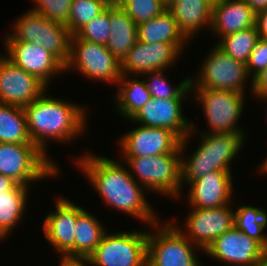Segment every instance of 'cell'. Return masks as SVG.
<instances>
[{
	"label": "cell",
	"instance_id": "cell-1",
	"mask_svg": "<svg viewBox=\"0 0 267 266\" xmlns=\"http://www.w3.org/2000/svg\"><path fill=\"white\" fill-rule=\"evenodd\" d=\"M78 158L76 157L75 165L82 169L106 205L125 212L124 214H129L148 226L161 221L157 219L158 216L146 199L144 192L146 189L133 179L129 169L119 160L89 152Z\"/></svg>",
	"mask_w": 267,
	"mask_h": 266
},
{
	"label": "cell",
	"instance_id": "cell-2",
	"mask_svg": "<svg viewBox=\"0 0 267 266\" xmlns=\"http://www.w3.org/2000/svg\"><path fill=\"white\" fill-rule=\"evenodd\" d=\"M45 91L24 107L29 136L46 156L48 141L68 143L85 133L87 113L78 103L51 97ZM67 101V102H64Z\"/></svg>",
	"mask_w": 267,
	"mask_h": 266
},
{
	"label": "cell",
	"instance_id": "cell-3",
	"mask_svg": "<svg viewBox=\"0 0 267 266\" xmlns=\"http://www.w3.org/2000/svg\"><path fill=\"white\" fill-rule=\"evenodd\" d=\"M191 124V132L186 138L181 140V168H182V184L192 183L200 179L206 173L212 171H231L230 163L236 158L238 151L245 143V136L237 133H218L206 134L200 133ZM199 132L200 142L197 149L187 159L183 154L187 149L189 137Z\"/></svg>",
	"mask_w": 267,
	"mask_h": 266
},
{
	"label": "cell",
	"instance_id": "cell-4",
	"mask_svg": "<svg viewBox=\"0 0 267 266\" xmlns=\"http://www.w3.org/2000/svg\"><path fill=\"white\" fill-rule=\"evenodd\" d=\"M181 153H164L146 157H123L133 179L148 191L174 199L182 194ZM134 172V173H133ZM136 174V178L134 175ZM138 176V177H137ZM139 178V179H138ZM138 179V180H137Z\"/></svg>",
	"mask_w": 267,
	"mask_h": 266
},
{
	"label": "cell",
	"instance_id": "cell-5",
	"mask_svg": "<svg viewBox=\"0 0 267 266\" xmlns=\"http://www.w3.org/2000/svg\"><path fill=\"white\" fill-rule=\"evenodd\" d=\"M49 157L35 144L0 143V174L26 186L59 176V166Z\"/></svg>",
	"mask_w": 267,
	"mask_h": 266
},
{
	"label": "cell",
	"instance_id": "cell-6",
	"mask_svg": "<svg viewBox=\"0 0 267 266\" xmlns=\"http://www.w3.org/2000/svg\"><path fill=\"white\" fill-rule=\"evenodd\" d=\"M20 16L13 23V33L5 34L4 42L38 44L49 50L65 65L70 58L71 39L67 26L64 23L49 20L33 10Z\"/></svg>",
	"mask_w": 267,
	"mask_h": 266
},
{
	"label": "cell",
	"instance_id": "cell-7",
	"mask_svg": "<svg viewBox=\"0 0 267 266\" xmlns=\"http://www.w3.org/2000/svg\"><path fill=\"white\" fill-rule=\"evenodd\" d=\"M158 223L153 225L158 231L148 232L147 266H202L196 253V248H202L193 244L173 221L162 226Z\"/></svg>",
	"mask_w": 267,
	"mask_h": 266
},
{
	"label": "cell",
	"instance_id": "cell-8",
	"mask_svg": "<svg viewBox=\"0 0 267 266\" xmlns=\"http://www.w3.org/2000/svg\"><path fill=\"white\" fill-rule=\"evenodd\" d=\"M192 91H195L194 98L201 103L209 125L210 130L201 131L203 134L237 133L247 136L246 131L237 125L243 113L245 94L208 88H191Z\"/></svg>",
	"mask_w": 267,
	"mask_h": 266
},
{
	"label": "cell",
	"instance_id": "cell-9",
	"mask_svg": "<svg viewBox=\"0 0 267 266\" xmlns=\"http://www.w3.org/2000/svg\"><path fill=\"white\" fill-rule=\"evenodd\" d=\"M147 239L146 230L107 231L87 261L91 266H147Z\"/></svg>",
	"mask_w": 267,
	"mask_h": 266
},
{
	"label": "cell",
	"instance_id": "cell-10",
	"mask_svg": "<svg viewBox=\"0 0 267 266\" xmlns=\"http://www.w3.org/2000/svg\"><path fill=\"white\" fill-rule=\"evenodd\" d=\"M213 47L203 63H200L201 69L197 77L190 76L191 88L227 90L246 94L245 85L249 81L248 78L251 80V83H248L252 88V79L247 72L246 64L236 61L216 45Z\"/></svg>",
	"mask_w": 267,
	"mask_h": 266
},
{
	"label": "cell",
	"instance_id": "cell-11",
	"mask_svg": "<svg viewBox=\"0 0 267 266\" xmlns=\"http://www.w3.org/2000/svg\"><path fill=\"white\" fill-rule=\"evenodd\" d=\"M92 80L115 83L122 76L121 62L105 45L80 39L76 34L70 39V58L65 72L74 71Z\"/></svg>",
	"mask_w": 267,
	"mask_h": 266
},
{
	"label": "cell",
	"instance_id": "cell-12",
	"mask_svg": "<svg viewBox=\"0 0 267 266\" xmlns=\"http://www.w3.org/2000/svg\"><path fill=\"white\" fill-rule=\"evenodd\" d=\"M231 204L209 209L192 208L185 218V231L174 225L195 245L205 251L224 232L234 227V210Z\"/></svg>",
	"mask_w": 267,
	"mask_h": 266
},
{
	"label": "cell",
	"instance_id": "cell-13",
	"mask_svg": "<svg viewBox=\"0 0 267 266\" xmlns=\"http://www.w3.org/2000/svg\"><path fill=\"white\" fill-rule=\"evenodd\" d=\"M119 139L118 145L122 151V157L181 153V139L167 128L137 125V128L128 131Z\"/></svg>",
	"mask_w": 267,
	"mask_h": 266
},
{
	"label": "cell",
	"instance_id": "cell-14",
	"mask_svg": "<svg viewBox=\"0 0 267 266\" xmlns=\"http://www.w3.org/2000/svg\"><path fill=\"white\" fill-rule=\"evenodd\" d=\"M47 90L37 77L0 56V103L24 108Z\"/></svg>",
	"mask_w": 267,
	"mask_h": 266
},
{
	"label": "cell",
	"instance_id": "cell-15",
	"mask_svg": "<svg viewBox=\"0 0 267 266\" xmlns=\"http://www.w3.org/2000/svg\"><path fill=\"white\" fill-rule=\"evenodd\" d=\"M5 57L16 66L34 75L47 87L51 79L65 73V65L49 50L28 42H4Z\"/></svg>",
	"mask_w": 267,
	"mask_h": 266
},
{
	"label": "cell",
	"instance_id": "cell-16",
	"mask_svg": "<svg viewBox=\"0 0 267 266\" xmlns=\"http://www.w3.org/2000/svg\"><path fill=\"white\" fill-rule=\"evenodd\" d=\"M55 210L45 216L44 237L58 251L61 258L75 259V227L77 205L62 196L55 202Z\"/></svg>",
	"mask_w": 267,
	"mask_h": 266
},
{
	"label": "cell",
	"instance_id": "cell-17",
	"mask_svg": "<svg viewBox=\"0 0 267 266\" xmlns=\"http://www.w3.org/2000/svg\"><path fill=\"white\" fill-rule=\"evenodd\" d=\"M264 247L235 226L218 236L205 250L207 256L238 266H259Z\"/></svg>",
	"mask_w": 267,
	"mask_h": 266
},
{
	"label": "cell",
	"instance_id": "cell-18",
	"mask_svg": "<svg viewBox=\"0 0 267 266\" xmlns=\"http://www.w3.org/2000/svg\"><path fill=\"white\" fill-rule=\"evenodd\" d=\"M182 100L152 97L129 121L136 125L167 128L183 140L191 132L192 122L184 117Z\"/></svg>",
	"mask_w": 267,
	"mask_h": 266
},
{
	"label": "cell",
	"instance_id": "cell-19",
	"mask_svg": "<svg viewBox=\"0 0 267 266\" xmlns=\"http://www.w3.org/2000/svg\"><path fill=\"white\" fill-rule=\"evenodd\" d=\"M180 56L181 52L173 44H148L137 40L121 61V72L141 76L146 72L167 70Z\"/></svg>",
	"mask_w": 267,
	"mask_h": 266
},
{
	"label": "cell",
	"instance_id": "cell-20",
	"mask_svg": "<svg viewBox=\"0 0 267 266\" xmlns=\"http://www.w3.org/2000/svg\"><path fill=\"white\" fill-rule=\"evenodd\" d=\"M232 178L231 171H212L192 183H186L189 186L187 203L190 208L209 209L232 204Z\"/></svg>",
	"mask_w": 267,
	"mask_h": 266
},
{
	"label": "cell",
	"instance_id": "cell-21",
	"mask_svg": "<svg viewBox=\"0 0 267 266\" xmlns=\"http://www.w3.org/2000/svg\"><path fill=\"white\" fill-rule=\"evenodd\" d=\"M256 12L245 0H214L211 32L224 37L255 26Z\"/></svg>",
	"mask_w": 267,
	"mask_h": 266
},
{
	"label": "cell",
	"instance_id": "cell-22",
	"mask_svg": "<svg viewBox=\"0 0 267 266\" xmlns=\"http://www.w3.org/2000/svg\"><path fill=\"white\" fill-rule=\"evenodd\" d=\"M214 0H169L167 9L190 41L207 25L211 29ZM195 34V35H194Z\"/></svg>",
	"mask_w": 267,
	"mask_h": 266
},
{
	"label": "cell",
	"instance_id": "cell-23",
	"mask_svg": "<svg viewBox=\"0 0 267 266\" xmlns=\"http://www.w3.org/2000/svg\"><path fill=\"white\" fill-rule=\"evenodd\" d=\"M137 40L148 44H173L181 53L189 42L179 30L176 20L167 8L158 16L137 25Z\"/></svg>",
	"mask_w": 267,
	"mask_h": 266
},
{
	"label": "cell",
	"instance_id": "cell-24",
	"mask_svg": "<svg viewBox=\"0 0 267 266\" xmlns=\"http://www.w3.org/2000/svg\"><path fill=\"white\" fill-rule=\"evenodd\" d=\"M110 37L107 49L121 62L137 41V24L116 3L109 5Z\"/></svg>",
	"mask_w": 267,
	"mask_h": 266
},
{
	"label": "cell",
	"instance_id": "cell-25",
	"mask_svg": "<svg viewBox=\"0 0 267 266\" xmlns=\"http://www.w3.org/2000/svg\"><path fill=\"white\" fill-rule=\"evenodd\" d=\"M130 78L126 74H122L117 82L118 89L115 94L116 109L121 117L130 119L149 101L152 96L148 91L146 82L135 76Z\"/></svg>",
	"mask_w": 267,
	"mask_h": 266
},
{
	"label": "cell",
	"instance_id": "cell-26",
	"mask_svg": "<svg viewBox=\"0 0 267 266\" xmlns=\"http://www.w3.org/2000/svg\"><path fill=\"white\" fill-rule=\"evenodd\" d=\"M103 223L77 205V221L75 227V259L87 260L99 245L107 232Z\"/></svg>",
	"mask_w": 267,
	"mask_h": 266
},
{
	"label": "cell",
	"instance_id": "cell-27",
	"mask_svg": "<svg viewBox=\"0 0 267 266\" xmlns=\"http://www.w3.org/2000/svg\"><path fill=\"white\" fill-rule=\"evenodd\" d=\"M29 190V186L17 184L13 189L0 194V240L6 239L22 221Z\"/></svg>",
	"mask_w": 267,
	"mask_h": 266
},
{
	"label": "cell",
	"instance_id": "cell-28",
	"mask_svg": "<svg viewBox=\"0 0 267 266\" xmlns=\"http://www.w3.org/2000/svg\"><path fill=\"white\" fill-rule=\"evenodd\" d=\"M0 143L34 144L23 107L0 103Z\"/></svg>",
	"mask_w": 267,
	"mask_h": 266
},
{
	"label": "cell",
	"instance_id": "cell-29",
	"mask_svg": "<svg viewBox=\"0 0 267 266\" xmlns=\"http://www.w3.org/2000/svg\"><path fill=\"white\" fill-rule=\"evenodd\" d=\"M260 207L251 205H239L234 211V226L247 234L250 238L258 241L264 248L267 247V213Z\"/></svg>",
	"mask_w": 267,
	"mask_h": 266
},
{
	"label": "cell",
	"instance_id": "cell-30",
	"mask_svg": "<svg viewBox=\"0 0 267 266\" xmlns=\"http://www.w3.org/2000/svg\"><path fill=\"white\" fill-rule=\"evenodd\" d=\"M258 39L257 28L253 26L221 37L216 46L236 61L247 64Z\"/></svg>",
	"mask_w": 267,
	"mask_h": 266
},
{
	"label": "cell",
	"instance_id": "cell-31",
	"mask_svg": "<svg viewBox=\"0 0 267 266\" xmlns=\"http://www.w3.org/2000/svg\"><path fill=\"white\" fill-rule=\"evenodd\" d=\"M166 70L146 72L142 76L152 97L159 99H184L191 92L190 77L183 79L179 85L172 86L166 75ZM146 76V77H145Z\"/></svg>",
	"mask_w": 267,
	"mask_h": 266
},
{
	"label": "cell",
	"instance_id": "cell-32",
	"mask_svg": "<svg viewBox=\"0 0 267 266\" xmlns=\"http://www.w3.org/2000/svg\"><path fill=\"white\" fill-rule=\"evenodd\" d=\"M111 2L109 0H72L69 19L65 23L71 35H75L94 17L101 14Z\"/></svg>",
	"mask_w": 267,
	"mask_h": 266
},
{
	"label": "cell",
	"instance_id": "cell-33",
	"mask_svg": "<svg viewBox=\"0 0 267 266\" xmlns=\"http://www.w3.org/2000/svg\"><path fill=\"white\" fill-rule=\"evenodd\" d=\"M116 3L137 25L158 16L167 8L163 0H117Z\"/></svg>",
	"mask_w": 267,
	"mask_h": 266
},
{
	"label": "cell",
	"instance_id": "cell-34",
	"mask_svg": "<svg viewBox=\"0 0 267 266\" xmlns=\"http://www.w3.org/2000/svg\"><path fill=\"white\" fill-rule=\"evenodd\" d=\"M109 6L97 17H94L76 35L83 40L106 45L110 37Z\"/></svg>",
	"mask_w": 267,
	"mask_h": 266
},
{
	"label": "cell",
	"instance_id": "cell-35",
	"mask_svg": "<svg viewBox=\"0 0 267 266\" xmlns=\"http://www.w3.org/2000/svg\"><path fill=\"white\" fill-rule=\"evenodd\" d=\"M36 6L34 12L43 15L49 20L66 23L69 19V12L72 0H33Z\"/></svg>",
	"mask_w": 267,
	"mask_h": 266
},
{
	"label": "cell",
	"instance_id": "cell-36",
	"mask_svg": "<svg viewBox=\"0 0 267 266\" xmlns=\"http://www.w3.org/2000/svg\"><path fill=\"white\" fill-rule=\"evenodd\" d=\"M251 79L267 68V40L259 38L246 64Z\"/></svg>",
	"mask_w": 267,
	"mask_h": 266
},
{
	"label": "cell",
	"instance_id": "cell-37",
	"mask_svg": "<svg viewBox=\"0 0 267 266\" xmlns=\"http://www.w3.org/2000/svg\"><path fill=\"white\" fill-rule=\"evenodd\" d=\"M255 97H267V68L252 79L251 91Z\"/></svg>",
	"mask_w": 267,
	"mask_h": 266
},
{
	"label": "cell",
	"instance_id": "cell-38",
	"mask_svg": "<svg viewBox=\"0 0 267 266\" xmlns=\"http://www.w3.org/2000/svg\"><path fill=\"white\" fill-rule=\"evenodd\" d=\"M255 26L259 38L267 40V8L256 12Z\"/></svg>",
	"mask_w": 267,
	"mask_h": 266
},
{
	"label": "cell",
	"instance_id": "cell-39",
	"mask_svg": "<svg viewBox=\"0 0 267 266\" xmlns=\"http://www.w3.org/2000/svg\"><path fill=\"white\" fill-rule=\"evenodd\" d=\"M17 183L11 178L0 174V194H4L5 191L13 189Z\"/></svg>",
	"mask_w": 267,
	"mask_h": 266
},
{
	"label": "cell",
	"instance_id": "cell-40",
	"mask_svg": "<svg viewBox=\"0 0 267 266\" xmlns=\"http://www.w3.org/2000/svg\"><path fill=\"white\" fill-rule=\"evenodd\" d=\"M87 264H89L87 260L61 258L58 266H86Z\"/></svg>",
	"mask_w": 267,
	"mask_h": 266
},
{
	"label": "cell",
	"instance_id": "cell-41",
	"mask_svg": "<svg viewBox=\"0 0 267 266\" xmlns=\"http://www.w3.org/2000/svg\"><path fill=\"white\" fill-rule=\"evenodd\" d=\"M255 12L267 8V0H245Z\"/></svg>",
	"mask_w": 267,
	"mask_h": 266
},
{
	"label": "cell",
	"instance_id": "cell-42",
	"mask_svg": "<svg viewBox=\"0 0 267 266\" xmlns=\"http://www.w3.org/2000/svg\"><path fill=\"white\" fill-rule=\"evenodd\" d=\"M259 266H267V247L263 250V255L260 260Z\"/></svg>",
	"mask_w": 267,
	"mask_h": 266
},
{
	"label": "cell",
	"instance_id": "cell-43",
	"mask_svg": "<svg viewBox=\"0 0 267 266\" xmlns=\"http://www.w3.org/2000/svg\"><path fill=\"white\" fill-rule=\"evenodd\" d=\"M259 168L258 169L260 171V174L262 173H267V158H265V161L261 163V165H259Z\"/></svg>",
	"mask_w": 267,
	"mask_h": 266
},
{
	"label": "cell",
	"instance_id": "cell-44",
	"mask_svg": "<svg viewBox=\"0 0 267 266\" xmlns=\"http://www.w3.org/2000/svg\"><path fill=\"white\" fill-rule=\"evenodd\" d=\"M260 100L262 99L263 101H265L266 100V102H267V97H263V98H259ZM265 99V100H264Z\"/></svg>",
	"mask_w": 267,
	"mask_h": 266
},
{
	"label": "cell",
	"instance_id": "cell-45",
	"mask_svg": "<svg viewBox=\"0 0 267 266\" xmlns=\"http://www.w3.org/2000/svg\"><path fill=\"white\" fill-rule=\"evenodd\" d=\"M111 3L117 2V0H109Z\"/></svg>",
	"mask_w": 267,
	"mask_h": 266
}]
</instances>
